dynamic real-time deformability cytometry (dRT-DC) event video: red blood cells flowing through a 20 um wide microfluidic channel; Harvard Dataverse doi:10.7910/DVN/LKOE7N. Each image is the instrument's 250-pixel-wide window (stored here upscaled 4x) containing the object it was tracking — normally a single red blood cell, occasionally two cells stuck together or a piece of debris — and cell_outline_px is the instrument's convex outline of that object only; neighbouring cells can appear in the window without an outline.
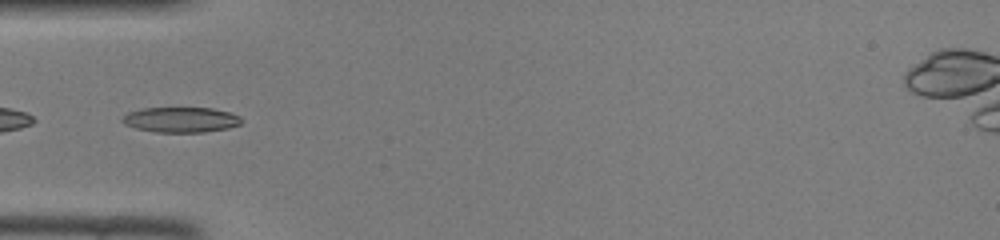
{"species": "common noctule bat (a hibernating species)", "species_latin": "Nyctalus noctula", "temperature_condition": "room temperature", "stored_images_in_passage": 32, "camera_frame_rate_fps": 3000, "um_per_image_px": 0.085, "animal": {"sex": "female", "body_mass_g": 22.0, "forearm_length_mm": 56.7}, "frame": {"image": 1, "passage_image": 1, "time_ms": 0.0, "image_size_px": [1000, 240], "cell_outline_px": [[244, 120], [240, 124], [228, 128], [204, 132], [156, 132], [136, 128], [124, 124], [120, 120], [128, 112], [140, 108], [212, 108], [228, 112], [240, 116]], "centroid_in_image_um": [15.37, 10.17], "position_along_channel_um": 69.6, "area_um2": 17.57}}